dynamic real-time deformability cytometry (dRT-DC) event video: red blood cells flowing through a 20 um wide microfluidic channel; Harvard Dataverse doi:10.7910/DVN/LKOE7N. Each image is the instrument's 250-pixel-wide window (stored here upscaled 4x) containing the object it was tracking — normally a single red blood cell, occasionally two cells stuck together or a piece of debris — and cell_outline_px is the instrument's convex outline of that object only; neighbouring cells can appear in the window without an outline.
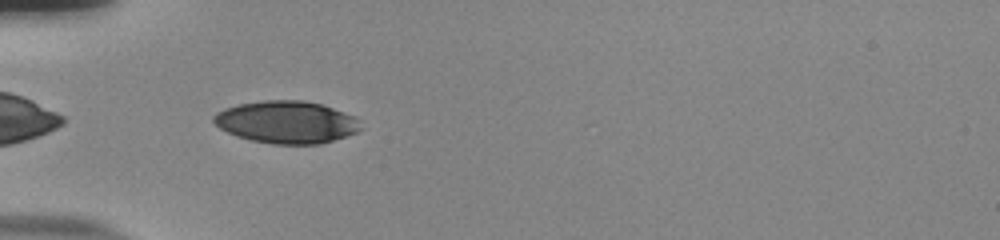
{"species": "human", "species_latin": "Homo sapiens", "temperature_condition": "room temperature", "stored_images_in_passage": 38, "camera_frame_rate_fps": 3000, "um_per_image_px": 0.085, "donor": {"sex": "male"}, "frame": {"image": 1, "passage_image": 2, "time_ms": 0.333, "image_size_px": [1000, 240], "cell_outline_px": [[364, 128], [356, 132], [320, 144], [272, 144], [252, 140], [236, 136], [220, 128], [212, 120], [212, 116], [216, 112], [224, 108], [240, 104], [264, 100], [304, 100], [324, 104], [356, 116]], "centroid_in_image_um": [24.38, 10.37], "position_along_channel_um": 60.6, "area_um2": 36.53}}
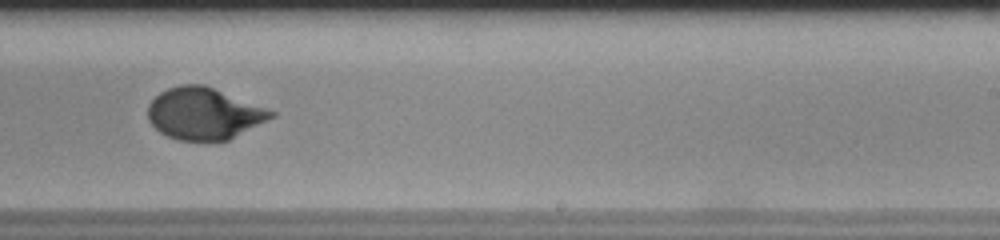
{"frame": {"image": 2, "passage_image": 19, "time_ms": 6.0, "image_size_px": [1000, 240], "cell_outline_px": [[276, 116], [228, 140], [180, 140], [168, 136], [160, 132], [148, 120], [148, 104], [160, 92], [168, 88], [180, 84], [204, 84], [276, 112]], "centroid_in_image_um": [17.33, 9.64], "position_along_channel_um": 271.7, "area_um2": 36.88}}
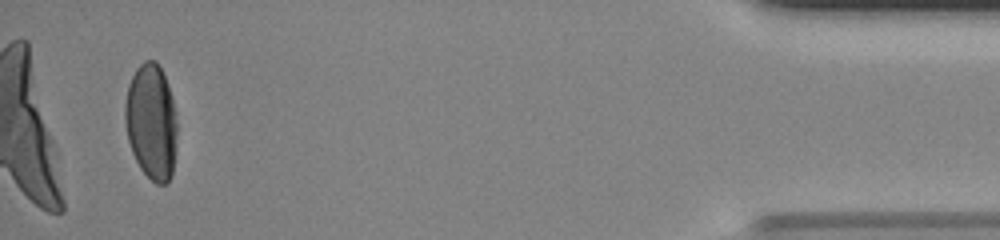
{"frame": {"image": 3, "passage_image": 36, "time_ms": 11.667, "image_size_px": [1000, 240], "cell_outline_px": [[176, 152], [172, 176], [164, 184], [156, 184], [140, 168], [132, 152], [128, 140], [124, 120], [124, 104], [128, 84], [136, 68], [144, 60], [156, 60], [168, 84], [172, 96], [176, 112]], "centroid_in_image_um": [12.86, 10.34], "position_along_channel_um": 422.3, "area_um2": 35.49}, "authors_computed_cell_mechanics": {"area_um2": 36.8764, "velocity_mm_per_s": 3.8603, "shape_relaxation_time_tau1_ms": 4.4476, "shape_relaxation_time_tau2_ms": null, "deformation_change_tau1": 0.1712, "deformation_change_tau2": null}}